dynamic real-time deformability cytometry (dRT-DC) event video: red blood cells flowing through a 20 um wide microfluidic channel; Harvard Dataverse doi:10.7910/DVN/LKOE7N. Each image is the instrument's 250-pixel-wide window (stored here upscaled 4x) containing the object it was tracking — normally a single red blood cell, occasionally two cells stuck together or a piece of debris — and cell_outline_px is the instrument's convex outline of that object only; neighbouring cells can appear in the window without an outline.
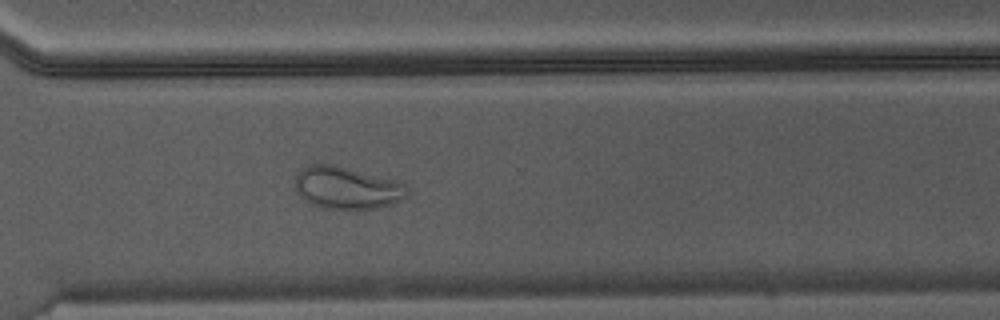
{"species": "Egyptian fruit bat (a non-hibernating species)", "species_latin": "Rousettus aegyptiacus", "temperature_condition": "warm", "stored_images_in_passage": 47, "camera_frame_rate_fps": 3000, "um_per_image_px": 0.085, "animal": {"sex": "male"}, "frame": {"image": 1, "passage_image": 34, "time_ms": 11.0, "image_size_px": [1000, 320], "cell_outline_px": [[408, 196], [392, 204], [380, 208], [324, 208], [312, 204], [300, 196], [296, 192], [296, 176], [300, 168], [308, 164], [336, 164], [400, 180], [408, 188]], "centroid_in_image_um": [29.52, 15.93], "position_along_channel_um": 341.1, "area_um2": 28.03}}